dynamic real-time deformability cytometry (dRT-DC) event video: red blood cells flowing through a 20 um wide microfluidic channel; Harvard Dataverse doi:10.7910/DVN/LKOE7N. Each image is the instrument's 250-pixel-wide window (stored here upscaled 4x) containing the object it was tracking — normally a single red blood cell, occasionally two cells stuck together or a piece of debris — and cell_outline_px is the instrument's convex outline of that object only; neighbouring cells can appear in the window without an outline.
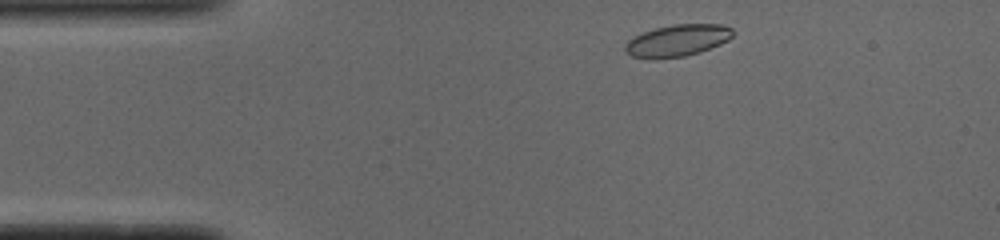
{"species": "common noctule bat (a hibernating species)", "species_latin": "Nyctalus noctula", "temperature_condition": "cold", "stored_images_in_passage": 45, "camera_frame_rate_fps": 3000, "um_per_image_px": 0.085, "animal": {"sex": "male", "body_mass_g": 19.0, "forearm_length_mm": 50.8}, "frame": {"image": 1, "passage_image": 2, "time_ms": 0.333, "image_size_px": [1000, 240], "cell_outline_px": [[732, 36], [728, 40], [720, 44], [700, 52], [684, 56], [632, 56], [624, 52], [624, 44], [632, 36], [656, 28], [676, 24], [720, 24], [732, 28]], "centroid_in_image_um": [57.59, 3.4], "position_along_channel_um": 27.4, "area_um2": 19.36}}
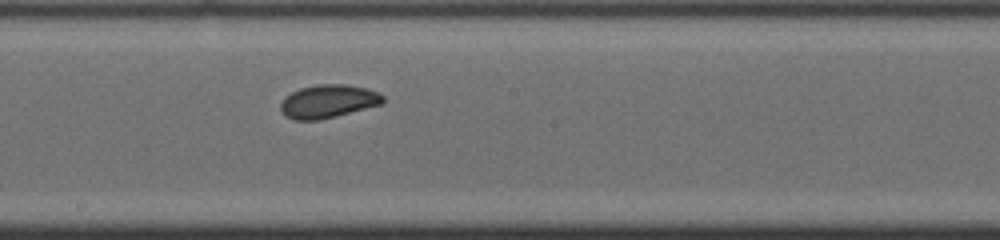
{"frame": {"image": 2, "passage_image": 21, "time_ms": 6.667, "image_size_px": [1000, 240], "cell_outline_px": [[384, 100], [380, 104], [336, 116], [320, 120], [296, 120], [284, 116], [280, 112], [280, 104], [284, 96], [300, 88], [316, 84], [348, 84], [368, 88], [384, 96]], "centroid_in_image_um": [27.84, 8.61], "position_along_channel_um": 220.4, "area_um2": 19.94}}
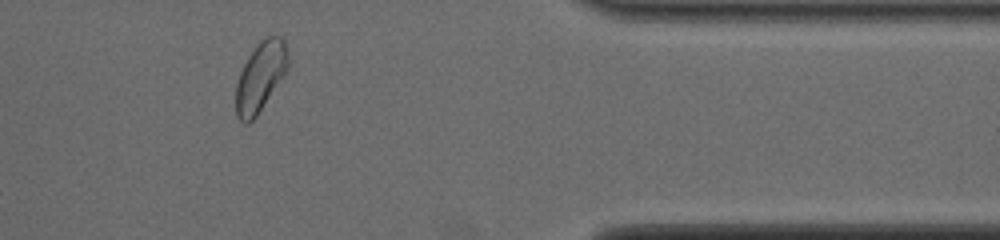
{"frame": {"image": 3, "passage_image": 36, "time_ms": 11.667, "image_size_px": [1000, 240], "cell_outline_px": [[288, 68], [256, 116], [248, 124], [244, 124], [236, 116], [236, 84], [240, 72], [248, 56], [256, 44], [260, 40], [268, 36], [280, 36], [284, 40], [288, 52]], "centroid_in_image_um": [22.12, 6.5], "position_along_channel_um": 389.3, "area_um2": 20.92}, "authors_computed_cell_mechanics": {"area_um2": 20.1144, "velocity_mm_per_s": 3.862, "shape_relaxation_time_tau1_ms": null, "shape_relaxation_time_tau2_ms": 1.587, "deformation_change_tau1": null, "deformation_change_tau2": 0.0522}}